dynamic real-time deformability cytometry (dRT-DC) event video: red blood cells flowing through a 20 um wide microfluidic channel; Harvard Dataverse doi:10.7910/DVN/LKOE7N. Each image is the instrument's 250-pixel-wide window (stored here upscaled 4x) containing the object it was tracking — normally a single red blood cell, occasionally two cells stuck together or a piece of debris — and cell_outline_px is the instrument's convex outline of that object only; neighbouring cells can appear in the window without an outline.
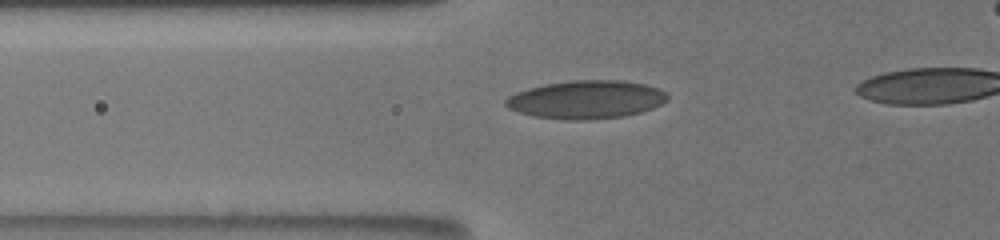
{"species": "human", "species_latin": "Homo sapiens", "temperature_condition": "room temperature", "stored_images_in_passage": 49, "camera_frame_rate_fps": 3000, "um_per_image_px": 0.085, "donor": {"sex": "male"}, "frame": {"image": 1, "passage_image": 18, "time_ms": 5.667, "image_size_px": [1000, 240], "cell_outline_px": [[668, 100], [652, 108], [640, 112], [624, 116], [588, 120], [572, 120], [532, 116], [508, 108], [504, 104], [504, 100], [508, 96], [516, 92], [528, 88], [544, 84], [572, 80], [620, 80], [644, 84], [656, 88], [664, 92], [668, 96]], "centroid_in_image_um": [49.79, 8.46], "position_along_channel_um": 76.0, "area_um2": 35.95}}
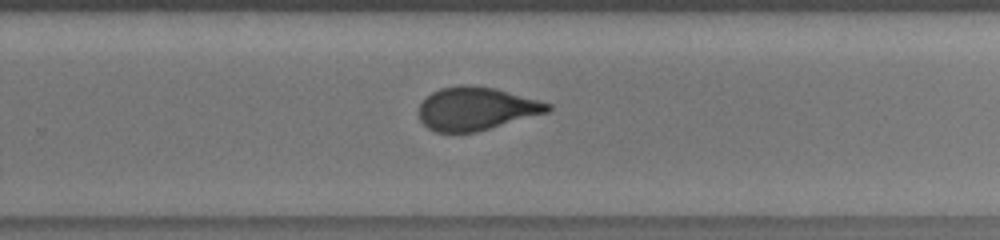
{"frame": {"image": 2, "passage_image": 35, "time_ms": 11.333, "image_size_px": [1000, 240], "cell_outline_px": [[552, 108], [548, 112], [476, 132], [436, 132], [428, 128], [420, 120], [416, 112], [420, 104], [432, 92], [440, 88], [460, 84], [468, 84], [496, 88], [552, 104]], "centroid_in_image_um": [40.44, 9.22], "position_along_channel_um": 289.4, "area_um2": 32.48}}
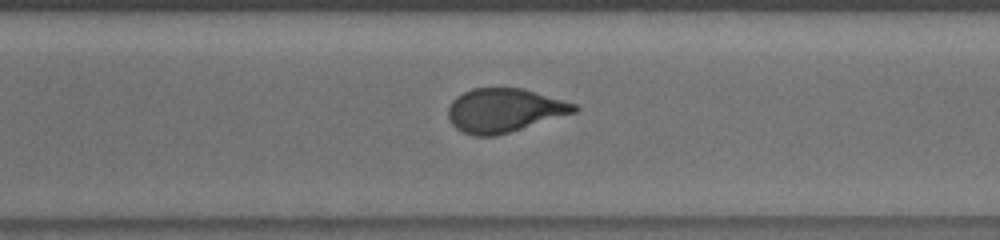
{"frame": {"image": 3, "passage_image": 39, "time_ms": 12.333, "image_size_px": [1000, 240], "cell_outline_px": [[580, 108], [576, 112], [496, 136], [472, 136], [456, 128], [452, 124], [448, 116], [448, 108], [452, 100], [456, 96], [472, 88], [524, 88], [576, 104]], "centroid_in_image_um": [42.85, 9.37], "position_along_channel_um": 327.8, "area_um2": 32.14}}